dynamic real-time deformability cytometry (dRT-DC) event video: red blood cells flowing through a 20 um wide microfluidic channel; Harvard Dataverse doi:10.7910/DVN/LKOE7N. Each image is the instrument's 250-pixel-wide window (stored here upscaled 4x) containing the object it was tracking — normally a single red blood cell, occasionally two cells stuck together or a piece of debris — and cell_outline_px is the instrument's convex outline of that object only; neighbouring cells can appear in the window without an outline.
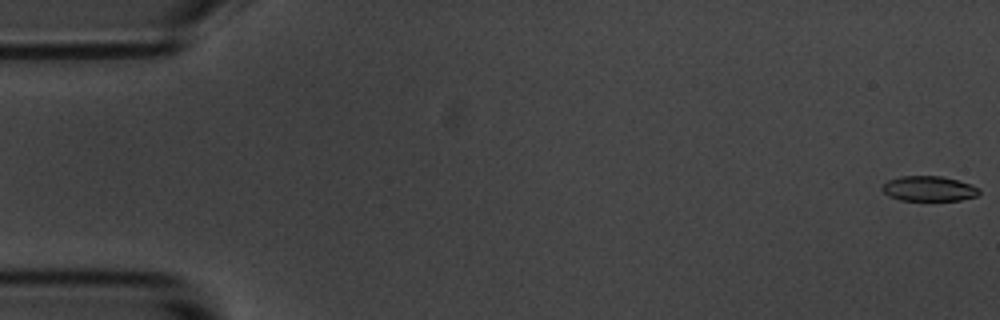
{"species": "common noctule bat (a hibernating species)", "species_latin": "Nyctalus noctula", "temperature_condition": "room temperature", "stored_images_in_passage": 4, "camera_frame_rate_fps": 3000, "um_per_image_px": 0.085, "animal": {"sex": "male", "body_mass_g": 20.1, "forearm_length_mm": 53.5}, "frame": {"image": 1, "passage_image": 1, "time_ms": 0.0, "image_size_px": [1000, 320], "cell_outline_px": [[980, 192], [976, 196], [960, 200], [900, 200], [888, 196], [880, 188], [888, 180], [900, 176], [940, 176], [972, 184], [980, 188]], "centroid_in_image_um": [78.95, 16.03], "position_along_channel_um": 6.1, "area_um2": 14.16}}